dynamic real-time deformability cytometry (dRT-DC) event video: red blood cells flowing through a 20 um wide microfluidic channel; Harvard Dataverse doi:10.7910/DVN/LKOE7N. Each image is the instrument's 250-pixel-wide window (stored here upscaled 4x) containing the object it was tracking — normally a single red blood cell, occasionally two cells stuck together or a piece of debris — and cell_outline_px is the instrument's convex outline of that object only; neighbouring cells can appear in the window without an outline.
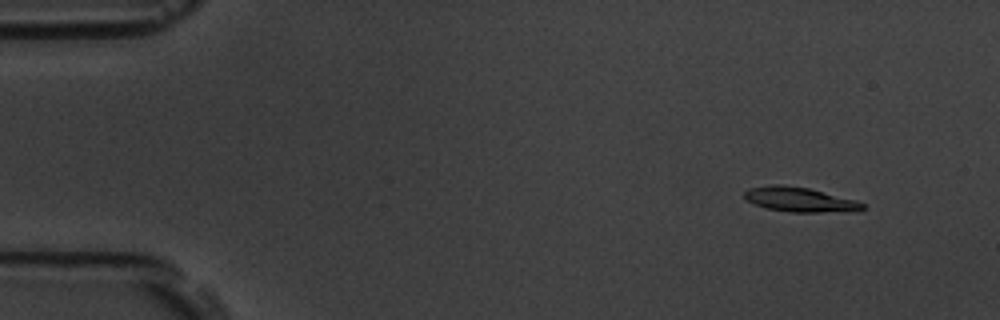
{"species": "common noctule bat (a hibernating species)", "species_latin": "Nyctalus noctula", "temperature_condition": "room temperature", "stored_images_in_passage": 58, "camera_frame_rate_fps": 3000, "um_per_image_px": 0.085, "animal": {"sex": "male", "body_mass_g": 19.5, "forearm_length_mm": 54.6}, "frame": {"image": 1, "passage_image": 6, "time_ms": 1.667, "image_size_px": [1000, 320], "cell_outline_px": [[864, 208], [860, 212], [792, 212], [768, 208], [756, 204], [748, 200], [744, 196], [744, 192], [748, 188], [772, 184], [784, 184], [808, 188], [856, 200], [864, 204]], "centroid_in_image_um": [68.03, 16.96], "position_along_channel_um": 17.0, "area_um2": 16.99}}
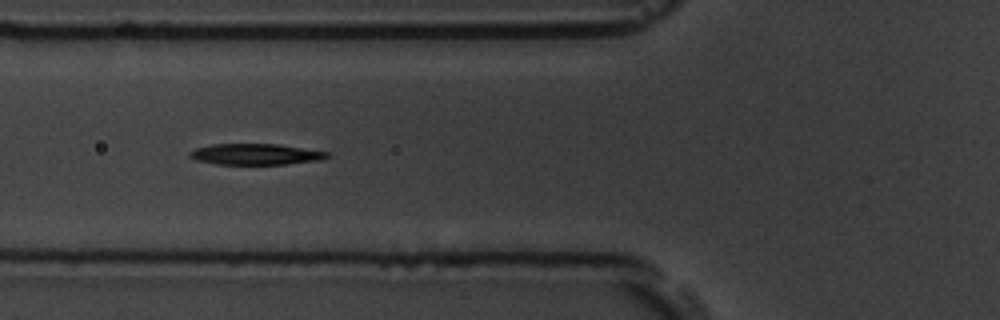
{"frame": {"image": 2, "passage_image": 22, "time_ms": 7.0, "image_size_px": [1000, 320], "cell_outline_px": [[328, 156], [320, 160], [284, 164], [216, 164], [196, 160], [188, 156], [188, 152], [196, 148], [212, 144], [276, 144], [328, 152]], "centroid_in_image_um": [21.66, 13.11], "position_along_channel_um": 104.1, "area_um2": 16.65}}
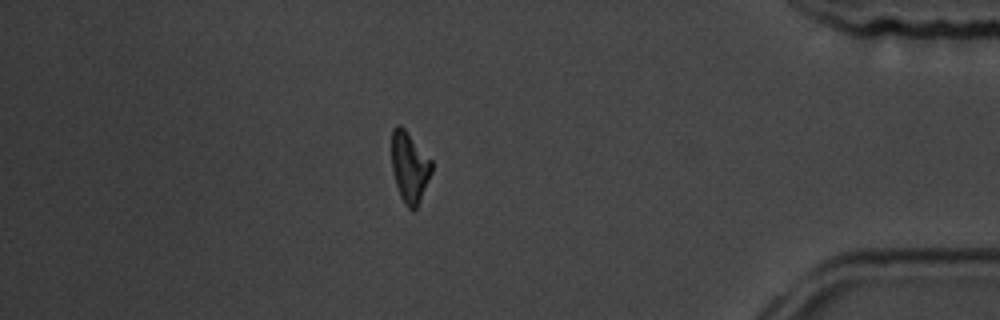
{"frame": {"image": 3, "passage_image": 50, "time_ms": 16.333, "image_size_px": [1000, 320], "cell_outline_px": [[432, 172], [416, 208], [412, 212], [404, 204], [400, 196], [396, 184], [392, 168], [392, 128], [396, 124], [400, 124], [404, 128], [432, 160]], "centroid_in_image_um": [34.81, 14.19], "position_along_channel_um": 400.4, "area_um2": 16.42}, "authors_computed_cell_mechanics": {"area_um2": 16.8487, "velocity_mm_per_s": 3.5858, "shape_relaxation_time_tau1_ms": 2.8509, "shape_relaxation_time_tau2_ms": 3.6896, "deformation_change_tau1": 0.1452, "deformation_change_tau2": 0.1034}}